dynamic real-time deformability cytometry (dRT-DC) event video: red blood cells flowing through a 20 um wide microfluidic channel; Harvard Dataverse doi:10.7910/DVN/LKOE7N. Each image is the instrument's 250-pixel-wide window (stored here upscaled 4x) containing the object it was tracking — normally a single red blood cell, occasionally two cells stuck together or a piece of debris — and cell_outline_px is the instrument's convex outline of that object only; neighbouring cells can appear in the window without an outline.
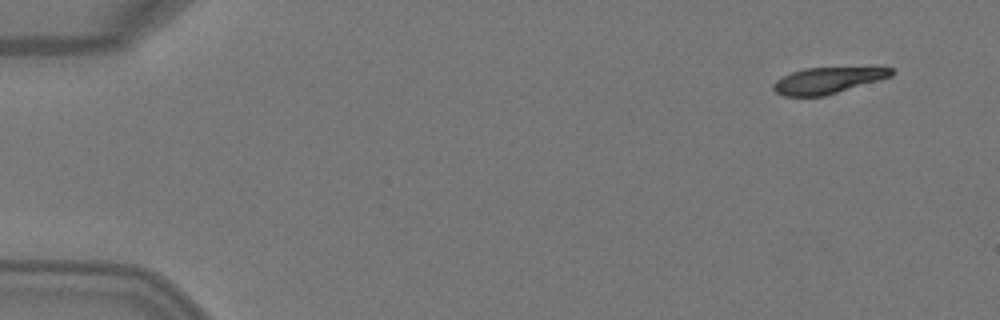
{"species": "Egyptian fruit bat (a non-hibernating species)", "species_latin": "Rousettus aegyptiacus", "temperature_condition": "warm", "stored_images_in_passage": 3, "camera_frame_rate_fps": 3000, "um_per_image_px": 0.085, "animal": {"sex": "female"}, "frame": {"image": 1, "passage_image": 1, "time_ms": 0.0, "image_size_px": [1000, 320], "cell_outline_px": [[892, 76], [880, 80], [824, 96], [784, 96], [776, 92], [772, 88], [772, 84], [776, 80], [792, 72], [804, 68], [876, 64], [892, 68]], "centroid_in_image_um": [70.47, 6.77], "position_along_channel_um": 14.5, "area_um2": 18.96}}